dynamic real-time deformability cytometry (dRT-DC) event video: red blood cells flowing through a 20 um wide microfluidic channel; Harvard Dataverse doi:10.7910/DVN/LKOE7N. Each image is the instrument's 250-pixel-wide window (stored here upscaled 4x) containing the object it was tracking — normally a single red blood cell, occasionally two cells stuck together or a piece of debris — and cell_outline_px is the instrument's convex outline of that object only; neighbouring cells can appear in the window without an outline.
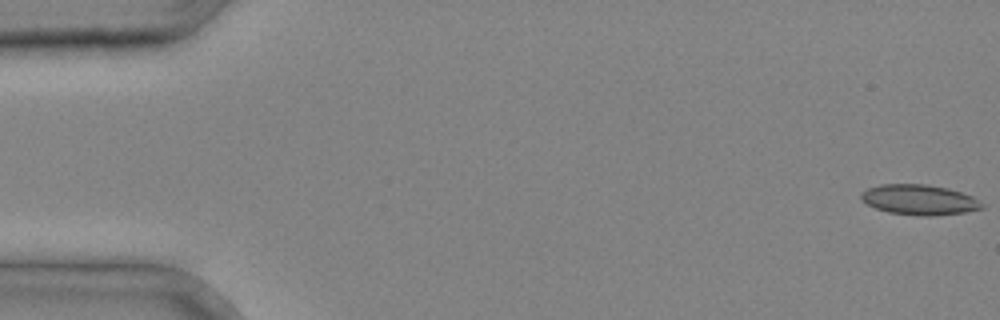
{"species": "common noctule bat (a hibernating species)", "species_latin": "Nyctalus noctula", "temperature_condition": "cold", "stored_images_in_passage": 37, "camera_frame_rate_fps": 3000, "um_per_image_px": 0.085, "animal": {"sex": "male", "body_mass_g": 20.4}, "frame": {"image": 1, "passage_image": 1, "time_ms": 0.0, "image_size_px": [1000, 320], "cell_outline_px": [[984, 208], [964, 212], [932, 216], [920, 216], [888, 212], [876, 208], [860, 200], [860, 192], [868, 188], [880, 184], [924, 184], [948, 188], [972, 196], [984, 204]], "centroid_in_image_um": [78.12, 16.98], "position_along_channel_um": 6.9, "area_um2": 21.33}}
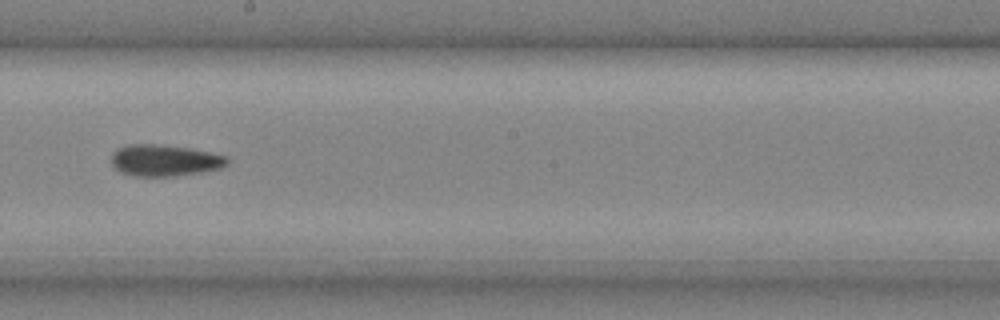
{"frame": {"image": 2, "passage_image": 22, "time_ms": 7.0, "image_size_px": [1000, 320], "cell_outline_px": [[228, 164], [220, 168], [200, 172], [172, 176], [136, 176], [124, 172], [116, 168], [112, 164], [112, 152], [116, 148], [128, 144], [160, 144], [192, 148], [228, 156]], "centroid_in_image_um": [14.01, 13.61], "position_along_channel_um": 234.2, "area_um2": 21.27}}
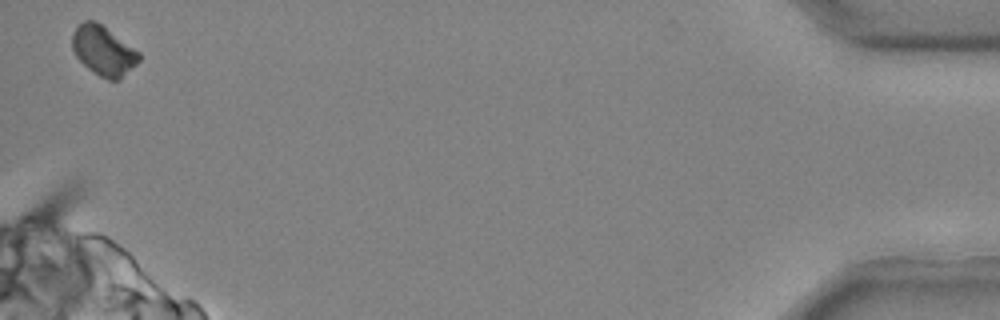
{"frame": {"image": 3, "passage_image": 37, "time_ms": 12.0, "image_size_px": [1000, 320], "cell_outline_px": [[140, 60], [120, 80], [108, 80], [100, 76], [88, 68], [76, 56], [72, 48], [72, 32], [84, 20], [96, 20], [140, 52]], "centroid_in_image_um": [8.8, 4.3], "position_along_channel_um": 426.4, "area_um2": 19.25}}